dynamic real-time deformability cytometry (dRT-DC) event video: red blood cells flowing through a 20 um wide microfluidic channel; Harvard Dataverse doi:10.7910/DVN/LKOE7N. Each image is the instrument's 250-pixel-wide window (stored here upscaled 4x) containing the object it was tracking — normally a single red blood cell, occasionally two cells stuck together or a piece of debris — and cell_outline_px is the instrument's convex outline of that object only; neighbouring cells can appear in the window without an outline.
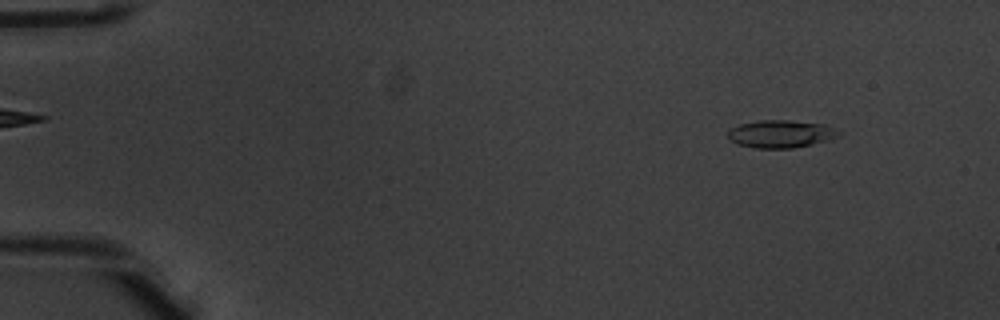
{"species": "common noctule bat (a hibernating species)", "species_latin": "Nyctalus noctula", "temperature_condition": "warm", "stored_images_in_passage": 51, "camera_frame_rate_fps": 3000, "um_per_image_px": 0.085, "animal": {"sex": "male", "body_mass_g": 20.1, "forearm_length_mm": 53.5}, "frame": {"image": 1, "passage_image": 5, "time_ms": 1.333, "image_size_px": [1000, 320], "cell_outline_px": [[840, 136], [828, 140], [792, 148], [756, 148], [736, 144], [728, 140], [728, 128], [740, 124], [760, 120], [788, 120], [824, 124], [840, 132]], "centroid_in_image_um": [66.31, 11.38], "position_along_channel_um": 18.7, "area_um2": 17.86}}
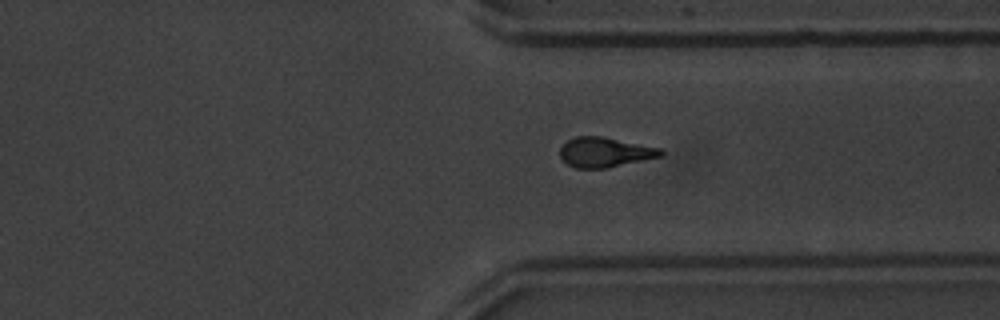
{"frame": {"image": 2, "passage_image": 39, "time_ms": 12.667, "image_size_px": [1000, 320], "cell_outline_px": [[664, 156], [608, 168], [576, 168], [568, 164], [560, 156], [560, 148], [568, 140], [576, 136], [604, 136], [660, 148], [664, 152]], "centroid_in_image_um": [51.45, 12.94], "position_along_channel_um": 359.9, "area_um2": 17.63}}
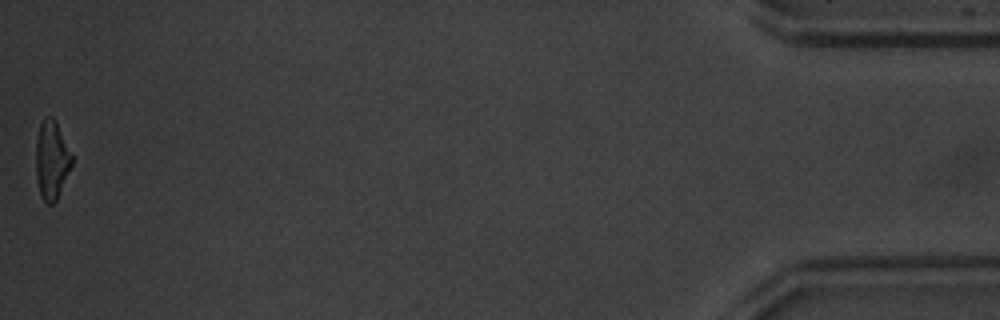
{"frame": {"image": 3, "passage_image": 51, "time_ms": 16.667, "image_size_px": [1000, 320], "cell_outline_px": [[72, 164], [56, 200], [52, 204], [48, 204], [44, 200], [40, 192], [36, 176], [36, 144], [40, 124], [48, 116], [52, 116], [56, 120], [72, 156]], "centroid_in_image_um": [4.39, 13.58], "position_along_channel_um": 430.8, "area_um2": 16.07}, "authors_computed_cell_mechanics": {"area_um2": 17.9758, "velocity_mm_per_s": 3.9819, "shape_relaxation_time_tau1_ms": 2.9686, "shape_relaxation_time_tau2_ms": 3.5048, "deformation_change_tau1": 0.1753, "deformation_change_tau2": 0.1225}}